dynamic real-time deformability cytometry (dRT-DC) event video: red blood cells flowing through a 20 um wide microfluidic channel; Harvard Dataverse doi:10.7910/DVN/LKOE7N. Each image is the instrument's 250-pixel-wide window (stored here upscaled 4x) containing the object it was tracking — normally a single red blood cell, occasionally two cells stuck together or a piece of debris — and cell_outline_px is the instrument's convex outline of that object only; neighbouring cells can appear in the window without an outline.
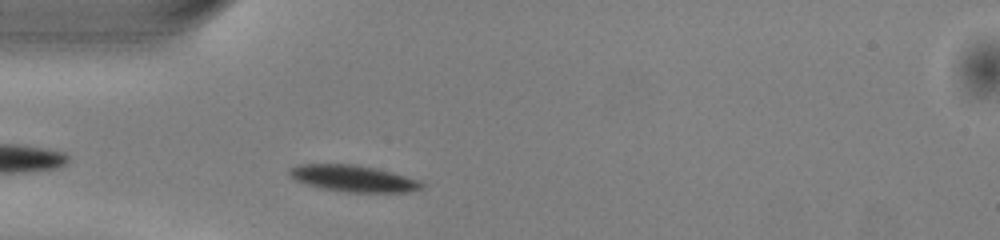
{"species": "common noctule bat (a hibernating species)", "species_latin": "Nyctalus noctula", "temperature_condition": "warm", "stored_images_in_passage": 33, "camera_frame_rate_fps": 3000, "um_per_image_px": 0.085, "animal": {"sex": "male", "body_mass_g": 13.0, "forearm_length_mm": 53.1}, "frame": {"image": 1, "passage_image": 3, "time_ms": 0.667, "image_size_px": [1000, 240], "cell_outline_px": [[424, 184], [420, 188], [408, 192], [344, 192], [320, 188], [296, 180], [288, 176], [288, 168], [296, 164], [356, 164], [376, 168], [392, 172], [416, 180]], "centroid_in_image_um": [29.94, 15.16], "position_along_channel_um": 55.1, "area_um2": 20.4}}
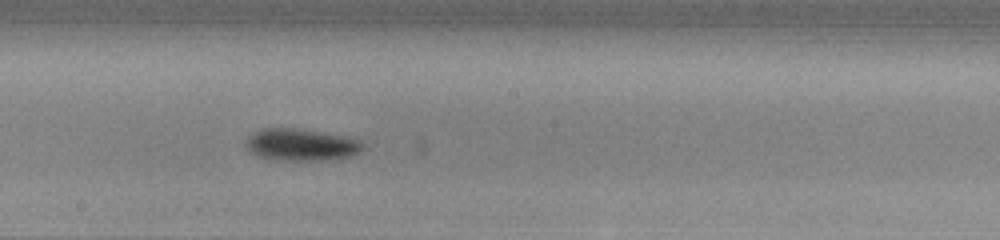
{"frame": {"image": 2, "passage_image": 16, "time_ms": 5.0, "image_size_px": [1000, 240], "cell_outline_px": [[364, 148], [360, 152], [352, 156], [320, 160], [284, 160], [260, 156], [252, 152], [244, 144], [248, 136], [264, 128], [296, 128], [348, 136], [360, 140], [364, 144]], "centroid_in_image_um": [25.65, 12.29], "position_along_channel_um": 222.5, "area_um2": 21.68}}
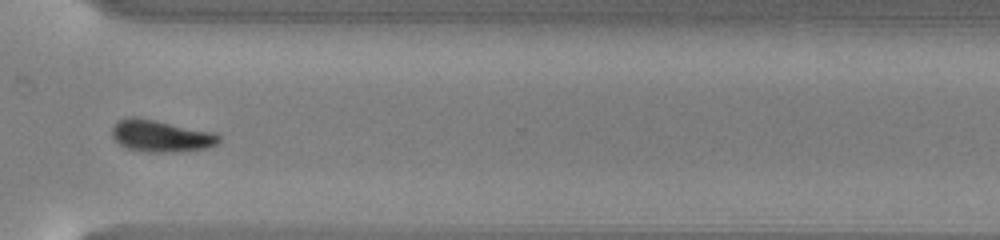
{"frame": {"image": 3, "passage_image": 26, "time_ms": 8.333, "image_size_px": [1000, 240], "cell_outline_px": [[220, 140], [216, 144], [208, 148], [176, 152], [148, 152], [128, 148], [120, 144], [112, 136], [112, 128], [116, 120], [132, 116], [136, 116], [216, 132], [220, 136]], "centroid_in_image_um": [13.69, 11.54], "position_along_channel_um": 356.9, "area_um2": 20.06}, "authors_computed_cell_mechanics": {"area_um2": 20.4034, "velocity_mm_per_s": 4.0161, "shape_relaxation_time_tau1_ms": 1.4786, "shape_relaxation_time_tau2_ms": null, "deformation_change_tau1": 0.1131, "deformation_change_tau2": null}}